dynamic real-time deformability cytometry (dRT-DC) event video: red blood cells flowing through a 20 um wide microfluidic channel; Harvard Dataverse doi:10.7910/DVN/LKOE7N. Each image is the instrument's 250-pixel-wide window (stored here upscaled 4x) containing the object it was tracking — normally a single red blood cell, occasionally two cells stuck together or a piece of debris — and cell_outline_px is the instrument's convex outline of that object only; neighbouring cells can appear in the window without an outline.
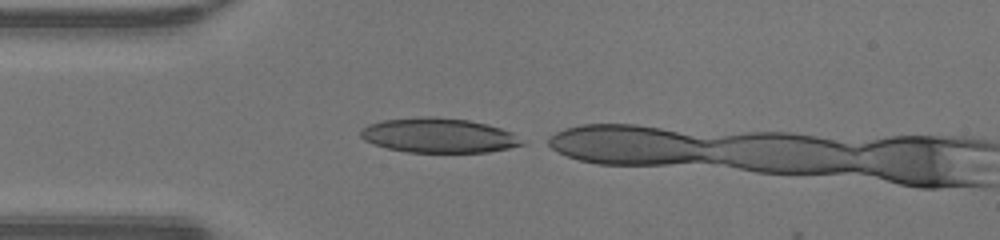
{"species": "human", "species_latin": "Homo sapiens", "temperature_condition": "warm", "stored_images_in_passage": 3, "camera_frame_rate_fps": 3000, "um_per_image_px": 0.085, "donor": {"sex": "male"}, "frame": {"image": 1, "passage_image": 1, "time_ms": 0.0, "image_size_px": [1000, 240], "cell_outline_px": [[528, 144], [488, 152], [408, 152], [388, 148], [364, 140], [360, 136], [360, 128], [368, 124], [384, 120], [416, 116], [432, 116], [468, 120], [488, 124], [512, 132]], "centroid_in_image_um": [37.3, 11.5], "position_along_channel_um": 47.7, "area_um2": 32.71}}